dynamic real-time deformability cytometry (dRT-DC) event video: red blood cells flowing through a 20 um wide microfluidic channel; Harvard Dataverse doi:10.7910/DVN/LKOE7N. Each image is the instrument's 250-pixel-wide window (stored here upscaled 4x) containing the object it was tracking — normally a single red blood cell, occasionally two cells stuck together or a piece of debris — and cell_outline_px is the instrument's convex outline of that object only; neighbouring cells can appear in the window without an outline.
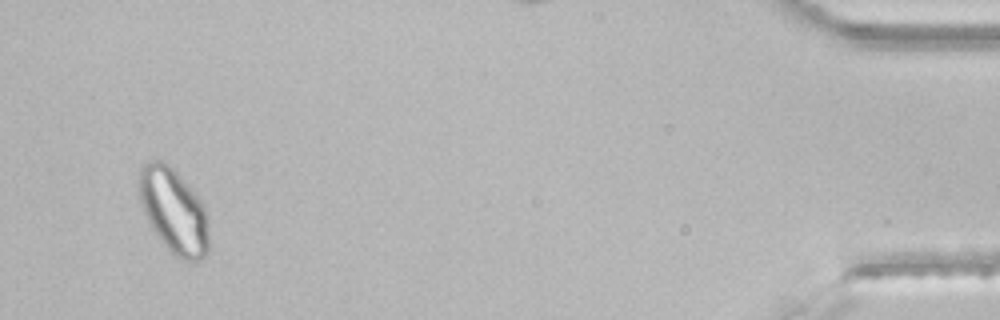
{"species": "common noctule bat (a hibernating species)", "species_latin": "Nyctalus noctula", "temperature_condition": "room temperature", "stored_images_in_passage": 45, "segment_of_instrument_passage": [2, 2], "camera_frame_rate_fps": 3000, "um_per_image_px": 0.085, "animal": {"sex": "male", "body_mass_g": 21.5, "forearm_length_mm": 52.0}, "frame": {"image": 1, "passage_image": 43, "time_ms": 14.0, "image_size_px": [1000, 320], "cell_outline_px": [[208, 248], [204, 256], [196, 264], [180, 260], [164, 244], [148, 224], [140, 204], [140, 168], [148, 160], [160, 160], [172, 168], [180, 176], [204, 204], [208, 224]], "centroid_in_image_um": [14.77, 17.97], "position_along_channel_um": 420.4, "area_um2": 34.51}}